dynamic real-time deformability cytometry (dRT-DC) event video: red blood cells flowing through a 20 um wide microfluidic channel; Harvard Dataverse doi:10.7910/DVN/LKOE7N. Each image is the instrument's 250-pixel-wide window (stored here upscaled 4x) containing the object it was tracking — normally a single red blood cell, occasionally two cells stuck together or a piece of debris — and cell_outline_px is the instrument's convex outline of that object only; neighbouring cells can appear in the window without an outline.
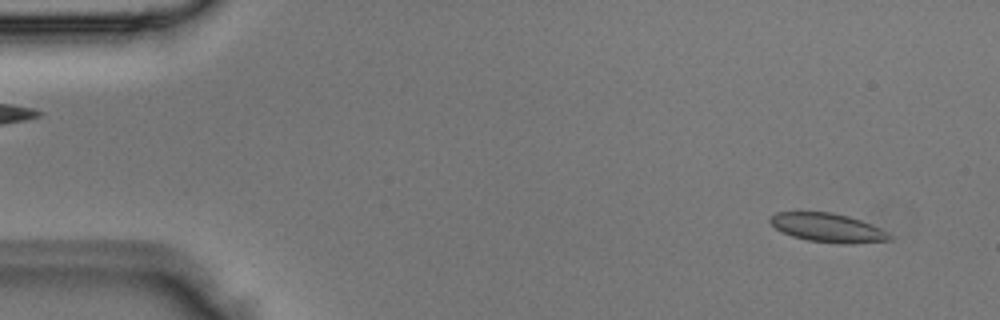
{"species": "Egyptian fruit bat (a non-hibernating species)", "species_latin": "Rousettus aegyptiacus", "temperature_condition": "room temperature", "stored_images_in_passage": 3, "segment_of_instrument_passage": [2, 2], "camera_frame_rate_fps": 3000, "um_per_image_px": 0.085, "animal": {"sex": "male"}, "frame": {"image": 1, "passage_image": 3, "time_ms": 0.667, "image_size_px": [1000, 320], "cell_outline_px": [[892, 240], [852, 244], [844, 244], [808, 240], [792, 236], [780, 232], [768, 220], [776, 212], [832, 212], [848, 216], [872, 224], [880, 228], [892, 236]], "centroid_in_image_um": [70.37, 19.36], "position_along_channel_um": 14.6, "area_um2": 20.06}}